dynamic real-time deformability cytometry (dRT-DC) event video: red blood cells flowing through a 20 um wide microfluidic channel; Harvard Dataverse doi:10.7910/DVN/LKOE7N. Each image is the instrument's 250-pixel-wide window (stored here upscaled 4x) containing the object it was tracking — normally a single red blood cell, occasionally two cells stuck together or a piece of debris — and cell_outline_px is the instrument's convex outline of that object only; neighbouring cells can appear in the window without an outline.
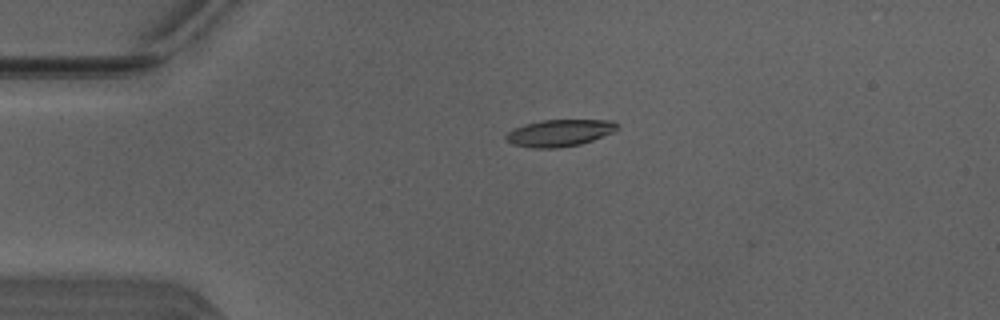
{"species": "Egyptian fruit bat (a non-hibernating species)", "species_latin": "Rousettus aegyptiacus", "temperature_condition": "warm", "stored_images_in_passage": 40, "camera_frame_rate_fps": 3000, "um_per_image_px": 0.085, "animal": {"sex": "male"}, "frame": {"image": 1, "passage_image": 1, "time_ms": 0.0, "image_size_px": [1000, 320], "cell_outline_px": [[620, 124], [612, 132], [592, 140], [580, 144], [556, 148], [532, 148], [512, 144], [504, 140], [504, 136], [508, 132], [524, 124], [540, 120], [612, 120]], "centroid_in_image_um": [47.52, 11.3], "position_along_channel_um": 37.5, "area_um2": 17.4}}
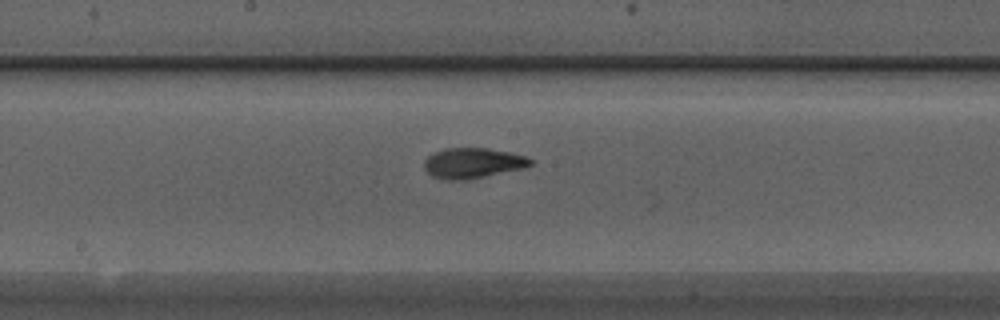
{"frame": {"image": 2, "passage_image": 16, "time_ms": 5.0, "image_size_px": [1000, 320], "cell_outline_px": [[532, 164], [524, 168], [464, 180], [444, 180], [432, 176], [424, 168], [424, 160], [428, 156], [444, 148], [484, 148], [508, 152], [524, 156], [532, 160]], "centroid_in_image_um": [40.15, 13.86], "position_along_channel_um": 208.1, "area_um2": 18.55}}
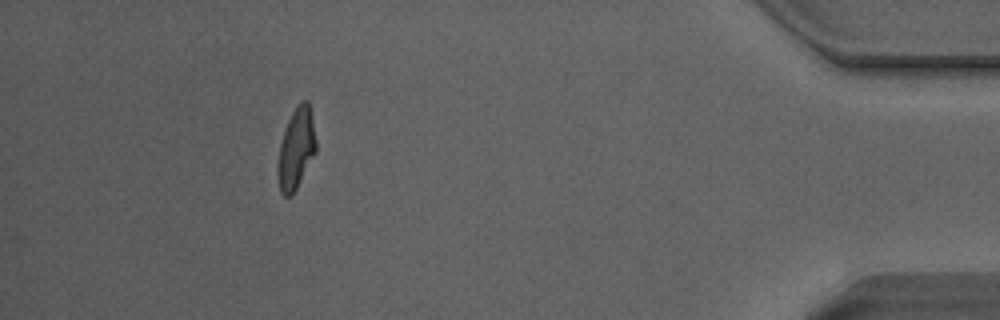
{"frame": {"image": 3, "passage_image": 35, "time_ms": 11.333, "image_size_px": [1000, 320], "cell_outline_px": [[316, 152], [292, 196], [284, 196], [280, 192], [276, 176], [276, 172], [280, 144], [288, 120], [292, 112], [300, 100], [308, 100], [312, 116], [316, 140]], "centroid_in_image_um": [25.16, 12.65], "position_along_channel_um": 410.0, "area_um2": 18.15}, "authors_computed_cell_mechanics": {"area_um2": 17.8024, "velocity_mm_per_s": 4.1275, "shape_relaxation_time_tau1_ms": 6.313, "shape_relaxation_time_tau2_ms": 1.7297, "deformation_change_tau1": 0.2078, "deformation_change_tau2": 0.093}}